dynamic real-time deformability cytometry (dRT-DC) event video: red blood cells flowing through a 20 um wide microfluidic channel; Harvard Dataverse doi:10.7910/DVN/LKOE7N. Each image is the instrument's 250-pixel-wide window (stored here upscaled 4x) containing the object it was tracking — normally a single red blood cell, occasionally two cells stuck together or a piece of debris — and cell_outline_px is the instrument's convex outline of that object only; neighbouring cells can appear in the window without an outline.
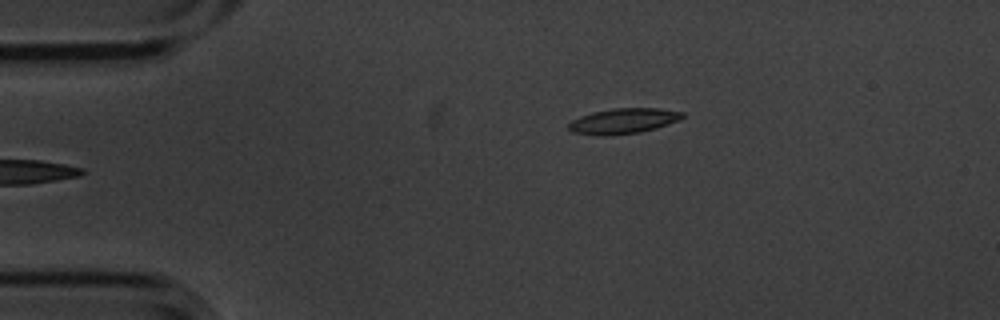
{"species": "common noctule bat (a hibernating species)", "species_latin": "Nyctalus noctula", "temperature_condition": "cold", "stored_images_in_passage": 5, "camera_frame_rate_fps": 3000, "um_per_image_px": 0.085, "animal": {"sex": "male", "body_mass_g": 20.1, "forearm_length_mm": 53.5}, "frame": {"image": 1, "passage_image": 5, "time_ms": 1.333, "image_size_px": [1000, 320], "cell_outline_px": [[684, 116], [680, 120], [656, 128], [640, 132], [604, 136], [596, 136], [572, 132], [568, 128], [568, 124], [572, 120], [580, 116], [592, 112], [612, 108], [660, 108], [684, 112]], "centroid_in_image_um": [52.97, 10.28], "position_along_channel_um": 32.0, "area_um2": 16.99}}